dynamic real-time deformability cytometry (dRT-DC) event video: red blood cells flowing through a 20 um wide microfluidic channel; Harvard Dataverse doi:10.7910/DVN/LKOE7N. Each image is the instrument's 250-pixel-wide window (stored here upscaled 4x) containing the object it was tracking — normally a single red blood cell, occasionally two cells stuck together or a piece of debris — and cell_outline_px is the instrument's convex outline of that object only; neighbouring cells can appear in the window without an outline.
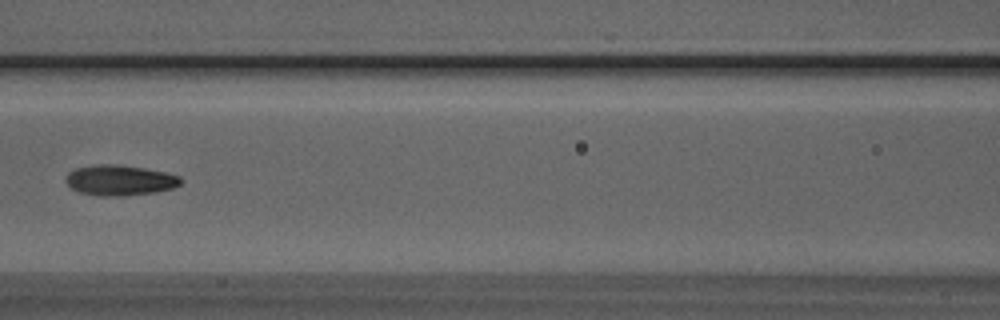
{"species": "Egyptian fruit bat (a non-hibernating species)", "species_latin": "Rousettus aegyptiacus", "temperature_condition": "room temperature", "stored_images_in_passage": 6, "camera_frame_rate_fps": 3000, "um_per_image_px": 0.085, "animal": {"sex": "male"}, "frame": {"image": 1, "passage_image": 6, "time_ms": 1.667, "image_size_px": [1000, 320], "cell_outline_px": [[180, 184], [172, 188], [156, 192], [124, 196], [100, 196], [80, 192], [72, 188], [64, 180], [68, 172], [76, 168], [96, 164], [116, 164], [144, 168], [164, 172], [180, 176]], "centroid_in_image_um": [10.15, 15.32], "position_along_channel_um": 156.4, "area_um2": 20.35}}